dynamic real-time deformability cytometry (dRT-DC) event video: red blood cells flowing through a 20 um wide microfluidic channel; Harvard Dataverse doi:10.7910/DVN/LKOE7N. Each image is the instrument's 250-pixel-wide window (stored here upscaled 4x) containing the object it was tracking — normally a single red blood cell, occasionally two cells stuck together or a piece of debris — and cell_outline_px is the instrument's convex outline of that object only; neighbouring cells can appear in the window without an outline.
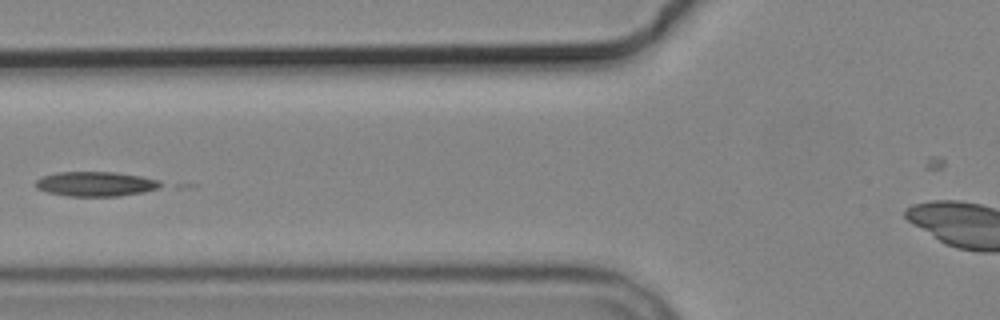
{"species": "common noctule bat (a hibernating species)", "species_latin": "Nyctalus noctula", "temperature_condition": "cold", "stored_images_in_passage": 7, "camera_frame_rate_fps": 3000, "um_per_image_px": 0.085, "animal": {"sex": "male", "body_mass_g": 19.2, "forearm_length_mm": 51.8}, "frame": {"image": 1, "passage_image": 6, "time_ms": 6.0, "image_size_px": [1000, 320], "cell_outline_px": [[168, 184], [160, 188], [144, 192], [116, 196], [68, 196], [48, 192], [36, 188], [36, 180], [40, 176], [56, 172], [116, 172], [140, 176], [160, 180]], "centroid_in_image_um": [8.18, 15.63], "position_along_channel_um": 117.6, "area_um2": 18.21}}